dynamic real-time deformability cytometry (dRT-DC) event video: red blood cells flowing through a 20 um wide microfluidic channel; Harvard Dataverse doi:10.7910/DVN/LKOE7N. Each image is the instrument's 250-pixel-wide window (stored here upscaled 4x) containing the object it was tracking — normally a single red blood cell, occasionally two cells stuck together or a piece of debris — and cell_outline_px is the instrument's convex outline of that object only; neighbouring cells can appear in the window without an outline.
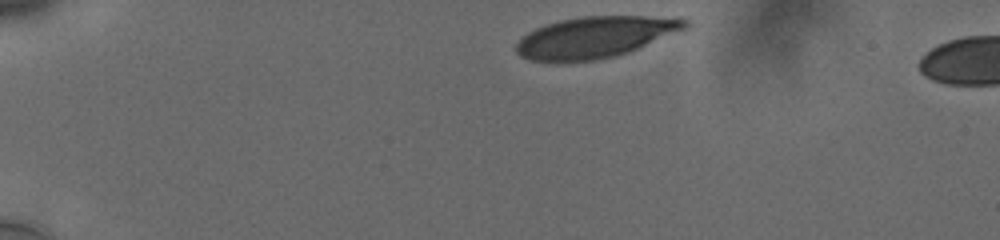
{"species": "human", "species_latin": "Homo sapiens", "temperature_condition": "cold", "stored_images_in_passage": 24, "camera_frame_rate_fps": 3000, "um_per_image_px": 0.085, "donor": {"sex": "male"}, "frame": {"image": 1, "passage_image": 1, "time_ms": 0.0, "image_size_px": [1000, 240], "cell_outline_px": [[692, 24], [688, 28], [628, 52], [616, 56], [596, 60], [556, 64], [532, 60], [520, 56], [516, 52], [516, 44], [528, 32], [544, 24], [560, 20], [580, 16], [680, 16], [688, 20]], "centroid_in_image_um": [50.62, 3.16], "position_along_channel_um": 34.4, "area_um2": 41.5}}
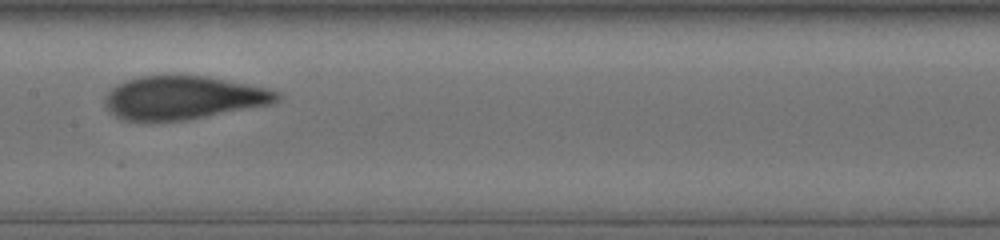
{"frame": {"image": 2, "passage_image": 12, "time_ms": 6.333, "image_size_px": [1000, 240], "cell_outline_px": [[280, 100], [272, 104], [184, 120], [148, 124], [124, 120], [116, 116], [104, 104], [104, 96], [116, 84], [124, 80], [140, 76], [208, 76], [268, 88], [280, 92]], "centroid_in_image_um": [15.54, 8.33], "position_along_channel_um": 191.9, "area_um2": 44.1}}
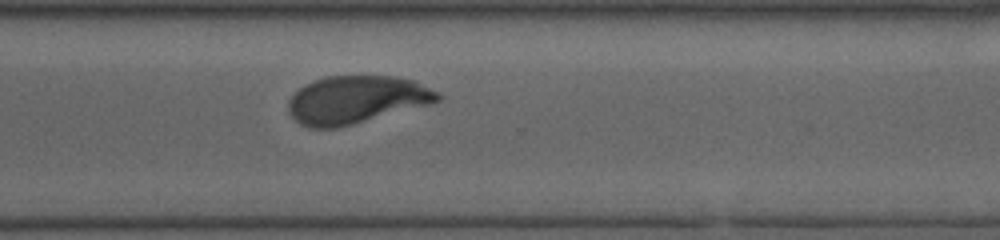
{"frame": {"image": 3, "passage_image": 24, "time_ms": 10.333, "image_size_px": [1000, 240], "cell_outline_px": [[444, 96], [440, 100], [432, 104], [336, 128], [312, 128], [300, 124], [288, 112], [288, 100], [304, 84], [328, 76], [396, 76], [416, 80], [440, 92]], "centroid_in_image_um": [30.35, 8.46], "position_along_channel_um": 340.3, "area_um2": 41.79}}